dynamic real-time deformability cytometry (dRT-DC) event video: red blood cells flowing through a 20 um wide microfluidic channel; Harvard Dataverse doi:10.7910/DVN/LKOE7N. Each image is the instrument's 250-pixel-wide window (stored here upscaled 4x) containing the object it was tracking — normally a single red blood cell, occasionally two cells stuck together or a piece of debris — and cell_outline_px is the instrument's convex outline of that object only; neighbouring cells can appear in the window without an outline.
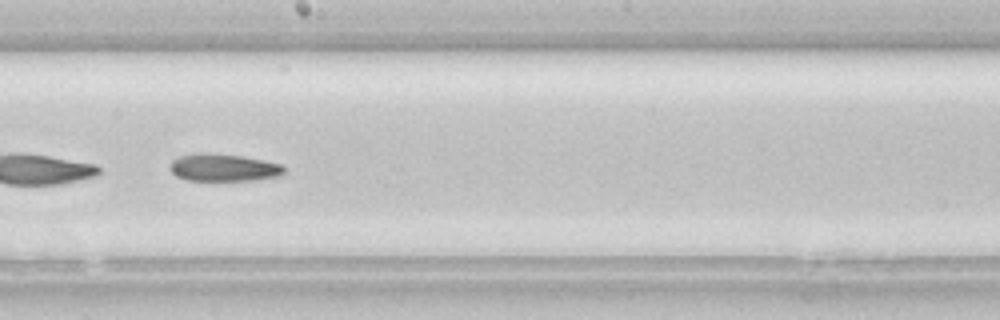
{"species": "common noctule bat (a hibernating species)", "species_latin": "Nyctalus noctula", "temperature_condition": "room temperature", "stored_images_in_passage": 44, "segment_of_instrument_passage": [2, 2], "camera_frame_rate_fps": 3000, "um_per_image_px": 0.085, "animal": {"sex": "female", "body_mass_g": 22.7, "forearm_length_mm": 54.2}, "frame": {"image": 1, "passage_image": 24, "time_ms": 7.667, "image_size_px": [1000, 320], "cell_outline_px": [[284, 176], [256, 180], [184, 180], [176, 176], [168, 168], [168, 164], [172, 160], [180, 156], [196, 152], [204, 152], [240, 156], [264, 160], [284, 164]], "centroid_in_image_um": [19.0, 14.24], "position_along_channel_um": 229.2, "area_um2": 18.61}}